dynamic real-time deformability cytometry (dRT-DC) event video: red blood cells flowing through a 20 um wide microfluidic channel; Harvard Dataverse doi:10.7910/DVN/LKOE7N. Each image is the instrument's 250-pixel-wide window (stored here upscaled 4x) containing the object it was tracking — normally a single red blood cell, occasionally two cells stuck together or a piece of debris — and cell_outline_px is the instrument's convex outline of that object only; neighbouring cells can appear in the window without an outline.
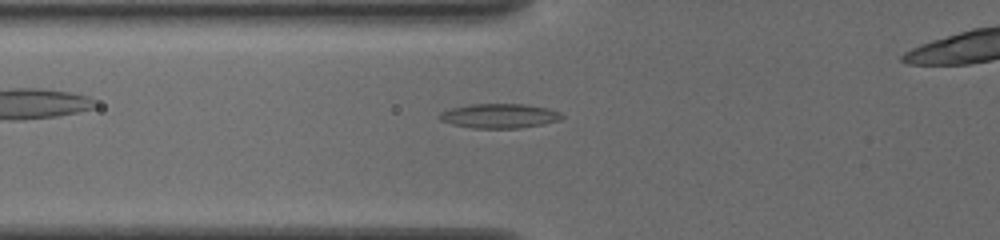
{"species": "common noctule bat (a hibernating species)", "species_latin": "Nyctalus noctula", "temperature_condition": "cold", "stored_images_in_passage": 32, "camera_frame_rate_fps": 3000, "um_per_image_px": 0.085, "animal": {"sex": "female", "body_mass_g": 19.5, "forearm_length_mm": 54.1}, "frame": {"image": 1, "passage_image": 3, "time_ms": 0.667, "image_size_px": [1000, 240], "cell_outline_px": [[564, 116], [560, 120], [520, 128], [472, 128], [452, 124], [440, 120], [436, 116], [440, 112], [452, 108], [472, 104], [524, 104], [548, 108], [560, 112]], "centroid_in_image_um": [42.42, 9.85], "position_along_channel_um": 83.4, "area_um2": 17.4}}
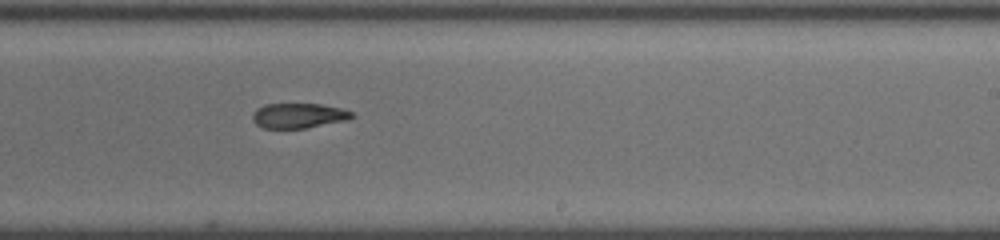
{"frame": {"image": 2, "passage_image": 17, "time_ms": 5.333, "image_size_px": [1000, 240], "cell_outline_px": [[356, 116], [348, 120], [304, 128], [264, 128], [256, 124], [252, 120], [252, 116], [256, 108], [264, 104], [320, 104], [340, 108], [352, 112]], "centroid_in_image_um": [25.37, 9.83], "position_along_channel_um": 263.6, "area_um2": 14.45}}
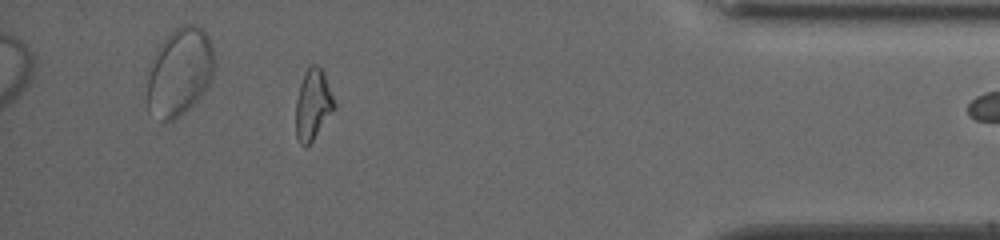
{"frame": {"image": 3, "passage_image": 31, "time_ms": 10.0, "image_size_px": [1000, 240], "cell_outline_px": [[336, 104], [332, 112], [312, 140], [304, 148], [300, 144], [296, 136], [296, 100], [300, 84], [304, 72], [312, 64], [316, 64], [324, 72]], "centroid_in_image_um": [26.59, 8.87], "position_along_channel_um": 408.6, "area_um2": 15.66}}